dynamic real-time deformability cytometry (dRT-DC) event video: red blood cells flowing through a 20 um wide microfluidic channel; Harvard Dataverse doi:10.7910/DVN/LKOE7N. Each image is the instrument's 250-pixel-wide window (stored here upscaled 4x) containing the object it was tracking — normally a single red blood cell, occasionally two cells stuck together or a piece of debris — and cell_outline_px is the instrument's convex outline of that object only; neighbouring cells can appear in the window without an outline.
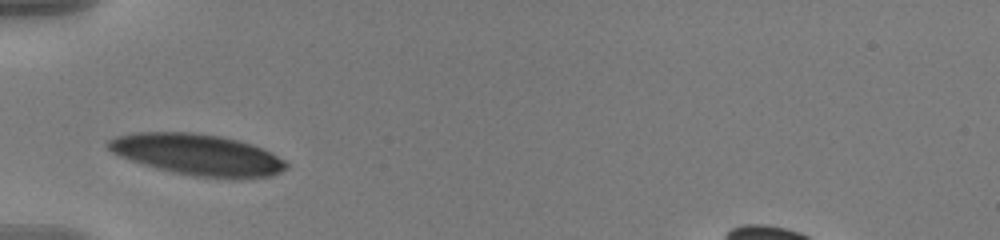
{"species": "human", "species_latin": "Homo sapiens", "temperature_condition": "warm", "stored_images_in_passage": 32, "camera_frame_rate_fps": 3000, "um_per_image_px": 0.085, "donor": {"sex": "male"}, "frame": {"image": 1, "passage_image": 1, "time_ms": 0.0, "image_size_px": [1000, 240], "cell_outline_px": [[288, 168], [272, 176], [196, 176], [176, 172], [144, 164], [120, 156], [112, 152], [104, 144], [108, 140], [116, 136], [132, 132], [192, 132], [220, 136], [252, 144], [284, 160], [288, 164]], "centroid_in_image_um": [16.72, 13.1], "position_along_channel_um": 68.3, "area_um2": 41.62}}
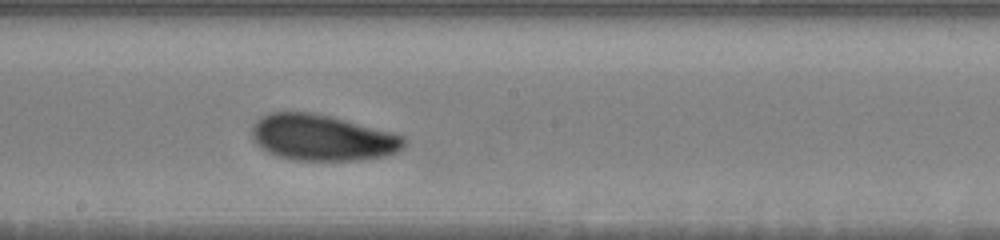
{"frame": {"image": 2, "passage_image": 14, "time_ms": 4.333, "image_size_px": [1000, 240], "cell_outline_px": [[408, 144], [404, 148], [396, 152], [384, 156], [360, 160], [296, 160], [276, 156], [260, 148], [252, 140], [252, 124], [256, 120], [272, 112], [312, 112], [332, 116], [396, 132], [404, 136], [408, 140]], "centroid_in_image_um": [27.44, 11.69], "position_along_channel_um": 220.8, "area_um2": 41.5}}
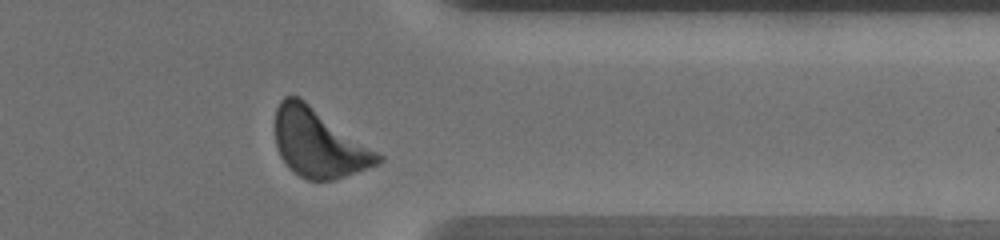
{"frame": {"image": 3, "passage_image": 28, "time_ms": 9.0, "image_size_px": [1000, 240], "cell_outline_px": [[384, 160], [376, 164], [344, 176], [332, 180], [308, 180], [300, 176], [280, 156], [276, 144], [276, 108], [280, 100], [284, 96], [300, 96], [384, 156]], "centroid_in_image_um": [27.1, 12.13], "position_along_channel_um": 384.3, "area_um2": 40.52}, "authors_computed_cell_mechanics": {"area_um2": 40.4022, "velocity_mm_per_s": 3.5886, "shape_relaxation_time_tau1_ms": 1.9786, "shape_relaxation_time_tau2_ms": null, "deformation_change_tau1": 0.1133, "deformation_change_tau2": null}}